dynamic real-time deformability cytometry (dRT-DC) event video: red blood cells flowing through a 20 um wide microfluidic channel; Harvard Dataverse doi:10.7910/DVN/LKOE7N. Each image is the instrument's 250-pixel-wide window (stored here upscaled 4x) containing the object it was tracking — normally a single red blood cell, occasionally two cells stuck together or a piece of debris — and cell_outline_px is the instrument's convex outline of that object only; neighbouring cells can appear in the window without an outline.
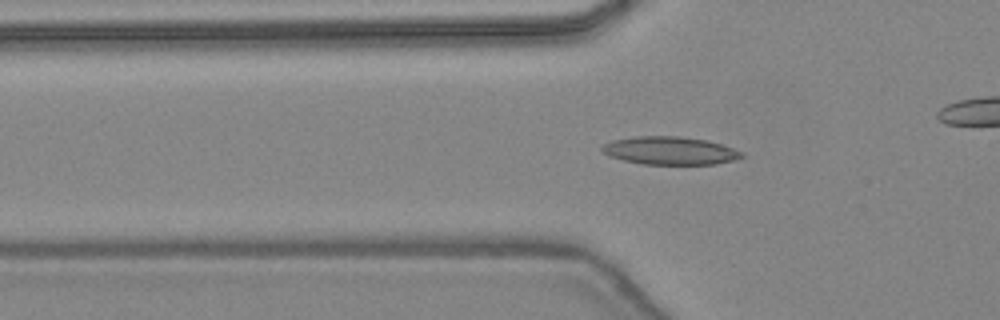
{"species": "common noctule bat (a hibernating species)", "species_latin": "Nyctalus noctula", "temperature_condition": "warm", "stored_images_in_passage": 28, "camera_frame_rate_fps": 3000, "um_per_image_px": 0.085, "animal": {"sex": "female", "body_mass_g": 24.6, "forearm_length_mm": 56.2}, "frame": {"image": 1, "passage_image": 4, "time_ms": 1.0, "image_size_px": [1000, 320], "cell_outline_px": [[744, 156], [732, 160], [716, 164], [644, 164], [624, 160], [608, 156], [600, 148], [604, 144], [612, 140], [636, 136], [680, 136], [708, 140], [744, 152]], "centroid_in_image_um": [56.94, 12.8], "position_along_channel_um": 68.9, "area_um2": 22.72}}
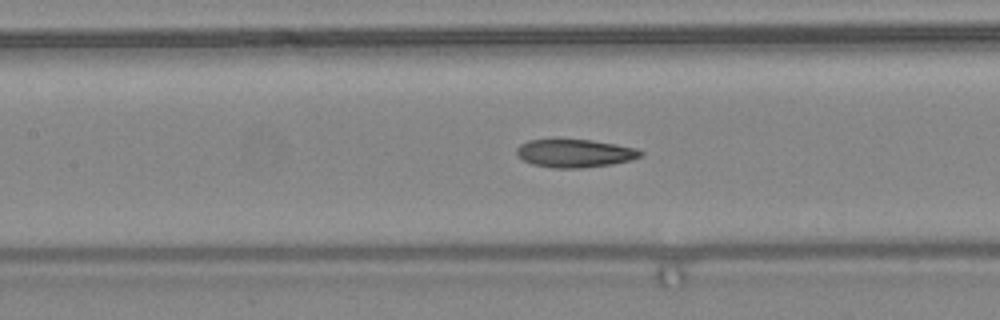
{"frame": {"image": 2, "passage_image": 10, "time_ms": 3.0, "image_size_px": [1000, 320], "cell_outline_px": [[644, 156], [632, 160], [612, 164], [584, 168], [552, 168], [532, 164], [524, 160], [516, 152], [516, 148], [520, 144], [528, 140], [592, 140], [616, 144], [636, 148], [644, 152]], "centroid_in_image_um": [48.91, 13.04], "position_along_channel_um": 158.5, "area_um2": 20.35}}
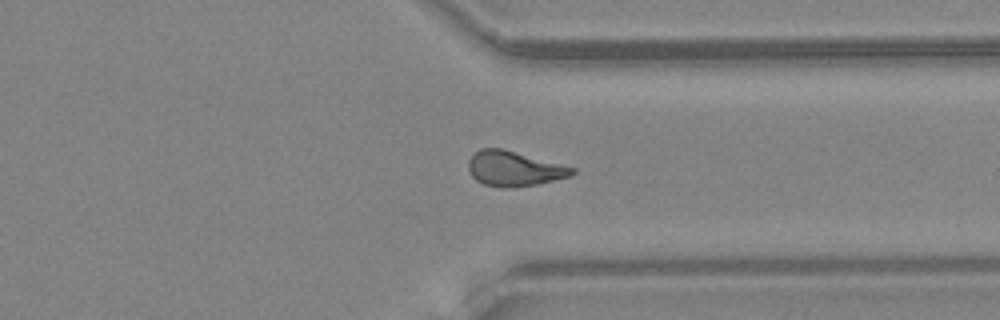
{"frame": {"image": 3, "passage_image": 24, "time_ms": 7.667, "image_size_px": [1000, 320], "cell_outline_px": [[576, 172], [568, 176], [536, 184], [508, 188], [500, 188], [484, 184], [476, 180], [472, 176], [468, 168], [468, 160], [480, 148], [504, 148], [576, 168]], "centroid_in_image_um": [43.67, 14.32], "position_along_channel_um": 367.7, "area_um2": 21.1}}